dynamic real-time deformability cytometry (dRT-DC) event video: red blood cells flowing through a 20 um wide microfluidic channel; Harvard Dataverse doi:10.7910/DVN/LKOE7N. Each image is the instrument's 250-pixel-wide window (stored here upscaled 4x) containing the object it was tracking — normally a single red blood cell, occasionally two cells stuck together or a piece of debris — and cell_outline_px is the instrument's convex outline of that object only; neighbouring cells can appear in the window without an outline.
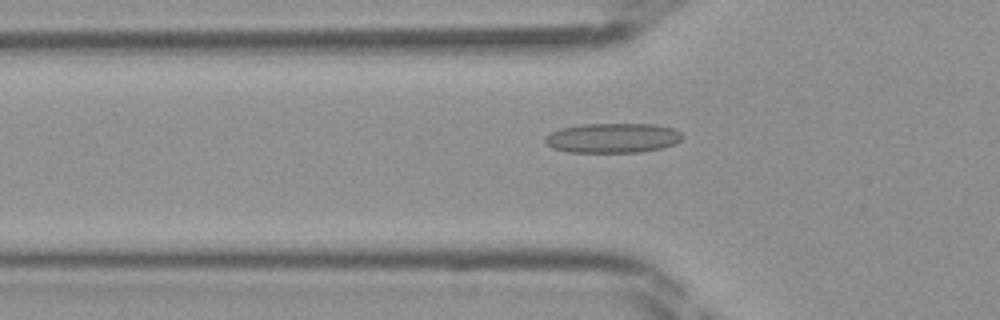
{"species": "Egyptian fruit bat (a non-hibernating species)", "species_latin": "Rousettus aegyptiacus", "temperature_condition": "room temperature", "stored_images_in_passage": 34, "camera_frame_rate_fps": 3000, "um_per_image_px": 0.085, "frame": {"image": 1, "passage_image": 5, "time_ms": 1.333, "image_size_px": [1000, 320], "cell_outline_px": [[684, 136], [680, 140], [672, 144], [660, 148], [640, 152], [568, 152], [552, 148], [544, 140], [544, 136], [560, 128], [580, 124], [652, 124], [672, 128], [680, 132]], "centroid_in_image_um": [52.04, 11.72], "position_along_channel_um": 73.8, "area_um2": 23.7}}
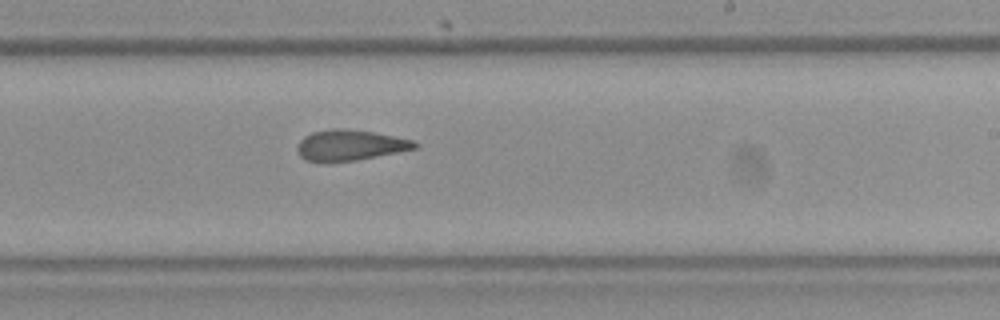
{"frame": {"image": 2, "passage_image": 17, "time_ms": 5.333, "image_size_px": [1000, 320], "cell_outline_px": [[420, 144], [416, 148], [356, 160], [324, 164], [304, 160], [300, 156], [296, 148], [300, 140], [304, 136], [312, 132], [332, 128], [344, 128], [376, 132], [416, 140]], "centroid_in_image_um": [29.72, 12.35], "position_along_channel_um": 259.3, "area_um2": 21.56}}
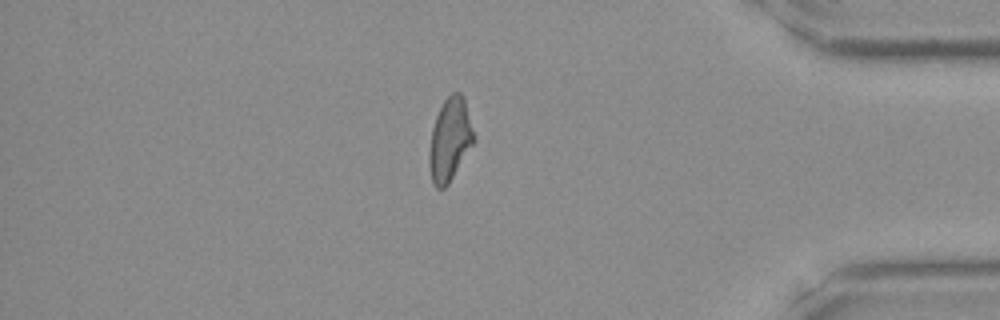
{"frame": {"image": 3, "passage_image": 28, "time_ms": 9.0, "image_size_px": [1000, 320], "cell_outline_px": [[476, 140], [448, 184], [444, 188], [436, 188], [432, 184], [428, 164], [428, 152], [432, 128], [436, 116], [444, 100], [452, 92], [460, 92], [464, 96], [476, 136]], "centroid_in_image_um": [38.25, 11.86], "position_along_channel_um": 397.0, "area_um2": 21.96}}